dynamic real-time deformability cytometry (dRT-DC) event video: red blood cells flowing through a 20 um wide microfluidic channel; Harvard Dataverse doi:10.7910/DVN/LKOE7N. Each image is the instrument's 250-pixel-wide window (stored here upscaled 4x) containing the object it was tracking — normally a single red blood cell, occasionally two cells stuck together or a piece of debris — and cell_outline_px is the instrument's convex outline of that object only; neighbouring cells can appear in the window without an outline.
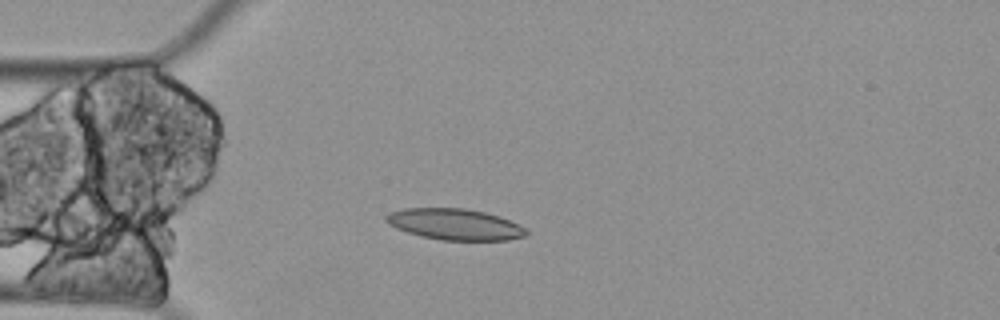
{"species": "Egyptian fruit bat (a non-hibernating species)", "species_latin": "Rousettus aegyptiacus", "temperature_condition": "cold", "stored_images_in_passage": 4, "camera_frame_rate_fps": 3000, "um_per_image_px": 0.085, "animal": {"sex": "female"}, "frame": {"image": 1, "passage_image": 4, "time_ms": 1.0, "image_size_px": [1000, 320], "cell_outline_px": [[528, 232], [524, 236], [508, 240], [440, 240], [420, 236], [396, 228], [388, 224], [384, 220], [384, 216], [388, 212], [404, 208], [464, 208], [484, 212], [500, 216], [520, 224], [528, 228]], "centroid_in_image_um": [38.65, 19.06], "position_along_channel_um": 46.3, "area_um2": 25.72}}